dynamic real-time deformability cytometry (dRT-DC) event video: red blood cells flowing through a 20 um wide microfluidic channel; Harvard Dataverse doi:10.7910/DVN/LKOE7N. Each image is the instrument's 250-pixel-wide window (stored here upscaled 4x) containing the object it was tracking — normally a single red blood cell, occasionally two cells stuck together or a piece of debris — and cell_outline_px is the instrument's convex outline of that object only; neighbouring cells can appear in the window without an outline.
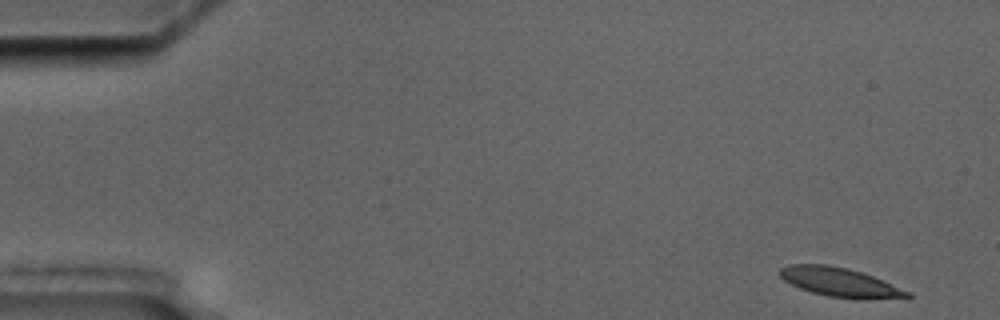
{"species": "common noctule bat (a hibernating species)", "species_latin": "Nyctalus noctula", "temperature_condition": "cold", "stored_images_in_passage": 5, "camera_frame_rate_fps": 3000, "um_per_image_px": 0.085, "animal": {"sex": "male", "body_mass_g": 17.5, "forearm_length_mm": 52.3}, "frame": {"image": 1, "passage_image": 1, "time_ms": 0.0, "image_size_px": [1000, 320], "cell_outline_px": [[912, 296], [908, 300], [868, 300], [828, 296], [812, 292], [800, 288], [784, 280], [780, 276], [780, 268], [788, 264], [824, 264], [848, 268], [872, 276], [912, 292]], "centroid_in_image_um": [71.53, 24.03], "position_along_channel_um": 13.5, "area_um2": 22.02}}
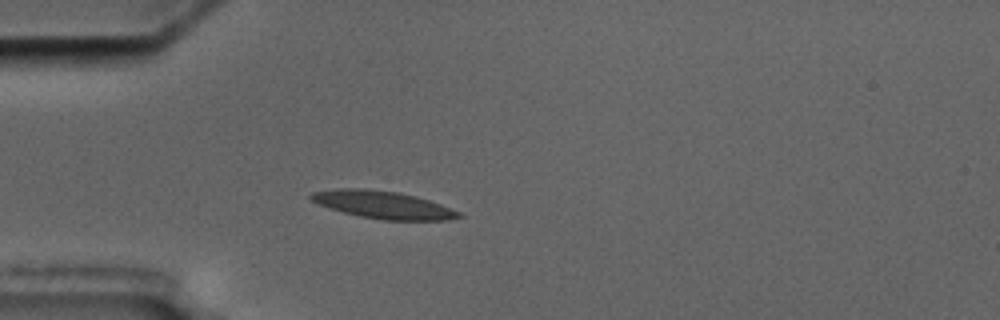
{"frame": {"image": 2, "passage_image": 4, "time_ms": 4.333, "image_size_px": [1000, 320], "cell_outline_px": [[464, 216], [448, 220], [384, 220], [360, 216], [328, 208], [312, 200], [308, 196], [312, 192], [340, 188], [364, 188], [396, 192], [416, 196], [440, 204], [460, 212]], "centroid_in_image_um": [32.56, 17.4], "position_along_channel_um": 52.4, "area_um2": 23.52}}